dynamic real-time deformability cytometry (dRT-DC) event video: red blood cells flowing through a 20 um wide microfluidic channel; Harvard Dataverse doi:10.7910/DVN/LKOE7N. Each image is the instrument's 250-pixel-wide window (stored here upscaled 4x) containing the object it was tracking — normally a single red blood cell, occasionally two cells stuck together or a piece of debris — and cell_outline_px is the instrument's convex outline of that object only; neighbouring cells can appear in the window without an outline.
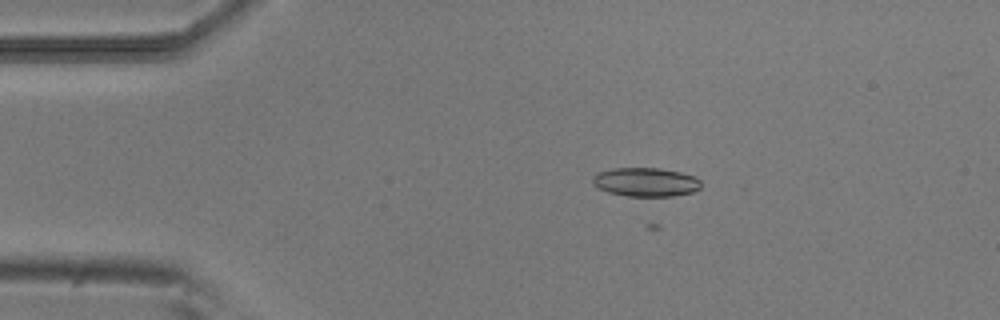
{"species": "common noctule bat (a hibernating species)", "species_latin": "Nyctalus noctula", "temperature_condition": "room temperature", "stored_images_in_passage": 23, "camera_frame_rate_fps": 3000, "um_per_image_px": 0.085, "animal": {"sex": "male", "body_mass_g": 20.5, "forearm_length_mm": 52.5}, "frame": {"image": 1, "passage_image": 12, "time_ms": 3.667, "image_size_px": [1000, 320], "cell_outline_px": [[700, 188], [692, 192], [672, 196], [628, 196], [608, 192], [592, 184], [592, 176], [596, 172], [612, 168], [660, 168], [680, 172], [696, 176], [700, 180]], "centroid_in_image_um": [54.87, 15.46], "position_along_channel_um": 30.1, "area_um2": 18.32}}